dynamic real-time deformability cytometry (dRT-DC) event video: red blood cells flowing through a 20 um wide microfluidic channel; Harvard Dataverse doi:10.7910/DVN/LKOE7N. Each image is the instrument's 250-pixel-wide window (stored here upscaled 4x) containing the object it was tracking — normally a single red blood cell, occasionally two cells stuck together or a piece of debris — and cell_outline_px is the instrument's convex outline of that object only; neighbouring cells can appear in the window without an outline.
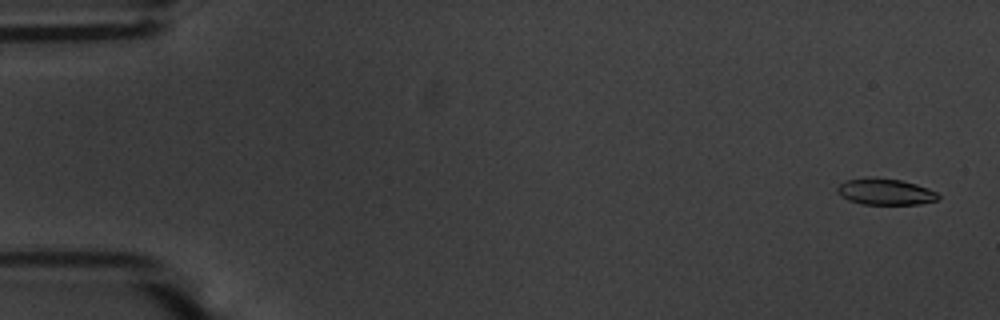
{"species": "common noctule bat (a hibernating species)", "species_latin": "Nyctalus noctula", "temperature_condition": "warm", "stored_images_in_passage": 56, "camera_frame_rate_fps": 3000, "um_per_image_px": 0.085, "animal": {"sex": "male", "body_mass_g": 20.1, "forearm_length_mm": 53.5}, "frame": {"image": 1, "passage_image": 3, "time_ms": 0.667, "image_size_px": [1000, 320], "cell_outline_px": [[940, 196], [936, 200], [920, 204], [860, 204], [848, 200], [840, 196], [836, 192], [836, 188], [844, 180], [900, 180], [916, 184], [928, 188], [936, 192]], "centroid_in_image_um": [75.25, 16.34], "position_along_channel_um": 9.7, "area_um2": 14.85}}
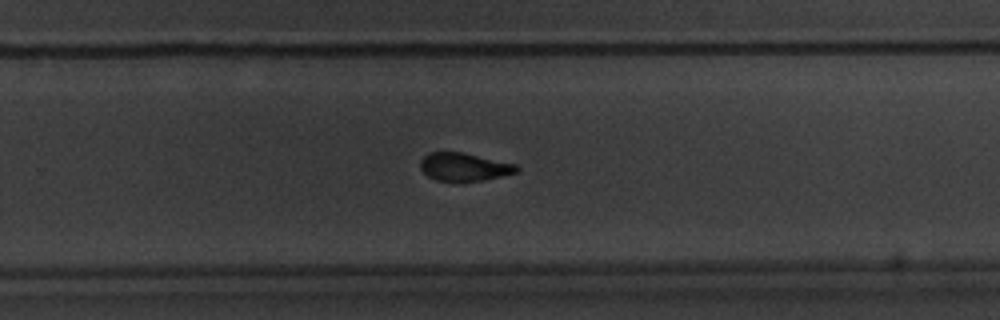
{"frame": {"image": 2, "passage_image": 37, "time_ms": 12.0, "image_size_px": [1000, 320], "cell_outline_px": [[520, 168], [516, 172], [484, 180], [436, 180], [428, 176], [420, 168], [420, 160], [428, 152], [460, 152], [516, 164]], "centroid_in_image_um": [39.42, 14.17], "position_along_channel_um": 290.4, "area_um2": 15.37}}
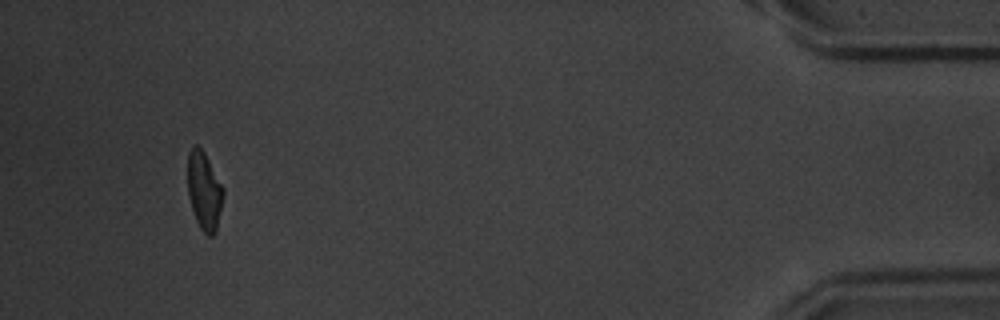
{"frame": {"image": 3, "passage_image": 53, "time_ms": 17.333, "image_size_px": [1000, 320], "cell_outline_px": [[224, 196], [216, 232], [212, 236], [208, 236], [200, 228], [196, 220], [188, 196], [188, 152], [192, 144], [196, 144], [204, 152], [224, 188]], "centroid_in_image_um": [17.36, 16.22], "position_along_channel_um": 417.8, "area_um2": 16.3}, "authors_computed_cell_mechanics": {"area_um2": 16.5597, "velocity_mm_per_s": 3.6846, "shape_relaxation_time_tau1_ms": 2.9209, "shape_relaxation_time_tau2_ms": 2.0162, "deformation_change_tau1": 0.1797, "deformation_change_tau2": 0.0845}}